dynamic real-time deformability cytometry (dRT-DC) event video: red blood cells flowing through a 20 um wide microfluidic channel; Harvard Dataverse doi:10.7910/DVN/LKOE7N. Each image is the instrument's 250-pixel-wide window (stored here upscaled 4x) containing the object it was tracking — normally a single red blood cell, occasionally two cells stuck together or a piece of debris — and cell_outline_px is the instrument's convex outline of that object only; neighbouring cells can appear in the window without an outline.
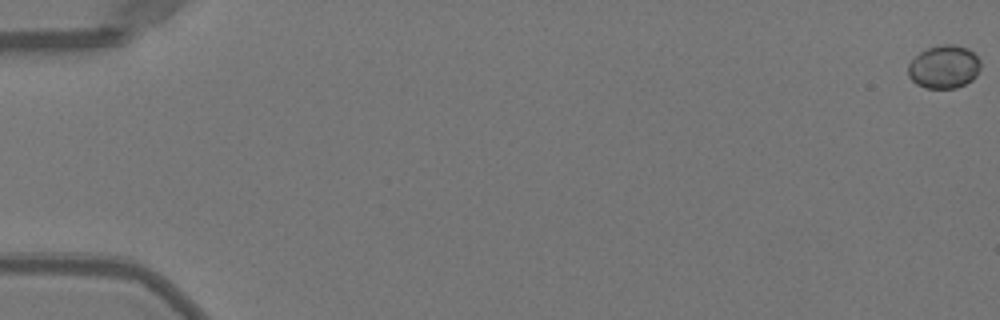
{"species": "Egyptian fruit bat (a non-hibernating species)", "species_latin": "Rousettus aegyptiacus", "temperature_condition": "warm", "stored_images_in_passage": 53, "camera_frame_rate_fps": 3000, "um_per_image_px": 0.085, "animal": {"sex": "female"}, "frame": {"image": 1, "passage_image": 1, "time_ms": 0.0, "image_size_px": [1000, 320], "cell_outline_px": [[980, 68], [976, 76], [972, 80], [956, 88], [924, 88], [916, 84], [908, 76], [908, 64], [920, 52], [928, 48], [944, 44], [952, 44], [968, 48], [980, 60]], "centroid_in_image_um": [80.23, 5.69], "position_along_channel_um": 4.8, "area_um2": 18.21}}
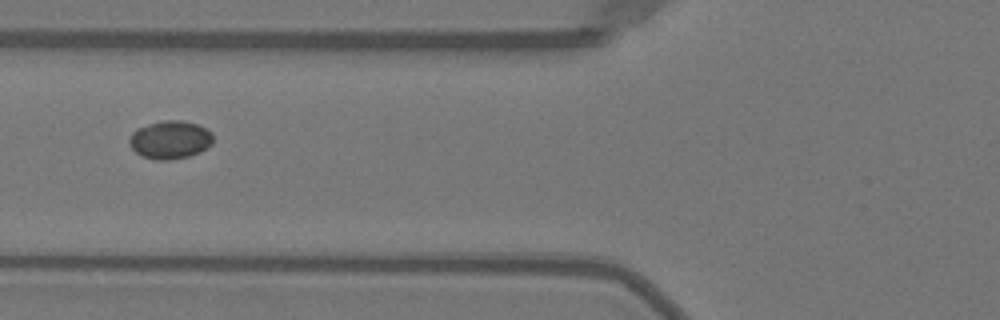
{"frame": {"image": 2, "passage_image": 22, "time_ms": 7.0, "image_size_px": [1000, 320], "cell_outline_px": [[212, 144], [200, 152], [188, 156], [168, 160], [156, 160], [140, 156], [132, 148], [128, 140], [132, 132], [136, 128], [164, 120], [180, 120], [196, 124], [212, 132]], "centroid_in_image_um": [14.44, 11.89], "position_along_channel_um": 111.4, "area_um2": 18.55}}
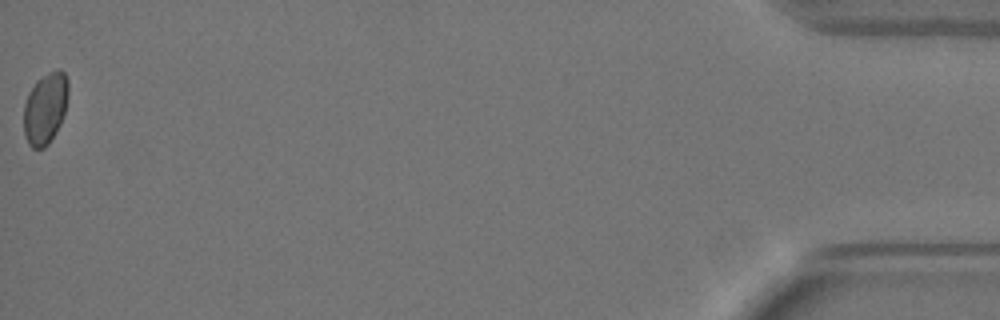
{"frame": {"image": 3, "passage_image": 53, "time_ms": 17.333, "image_size_px": [1000, 320], "cell_outline_px": [[68, 96], [64, 112], [60, 124], [56, 132], [48, 144], [44, 148], [32, 148], [28, 144], [24, 136], [24, 104], [28, 92], [36, 80], [48, 72], [56, 68], [60, 68], [64, 72], [68, 80]], "centroid_in_image_um": [3.84, 9.18], "position_along_channel_um": 431.4, "area_um2": 18.79}}